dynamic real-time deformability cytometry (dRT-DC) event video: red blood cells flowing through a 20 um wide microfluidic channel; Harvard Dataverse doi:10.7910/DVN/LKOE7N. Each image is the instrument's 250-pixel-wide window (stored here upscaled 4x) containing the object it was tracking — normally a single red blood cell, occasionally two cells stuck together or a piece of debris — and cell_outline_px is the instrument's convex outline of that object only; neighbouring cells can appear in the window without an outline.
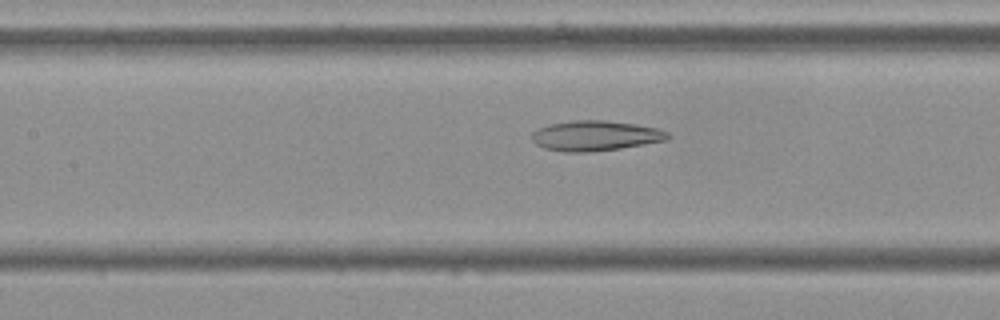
{"species": "Egyptian fruit bat (a non-hibernating species)", "species_latin": "Rousettus aegyptiacus", "temperature_condition": "cold", "stored_images_in_passage": 54, "camera_frame_rate_fps": 3000, "um_per_image_px": 0.085, "frame": {"image": 1, "passage_image": 24, "time_ms": 7.667, "image_size_px": [1000, 320], "cell_outline_px": [[672, 136], [668, 140], [620, 148], [592, 152], [564, 152], [544, 148], [536, 144], [532, 140], [532, 132], [548, 124], [572, 120], [604, 120], [636, 124], [656, 128], [668, 132]], "centroid_in_image_um": [50.61, 11.54], "position_along_channel_um": 156.8, "area_um2": 23.99}}
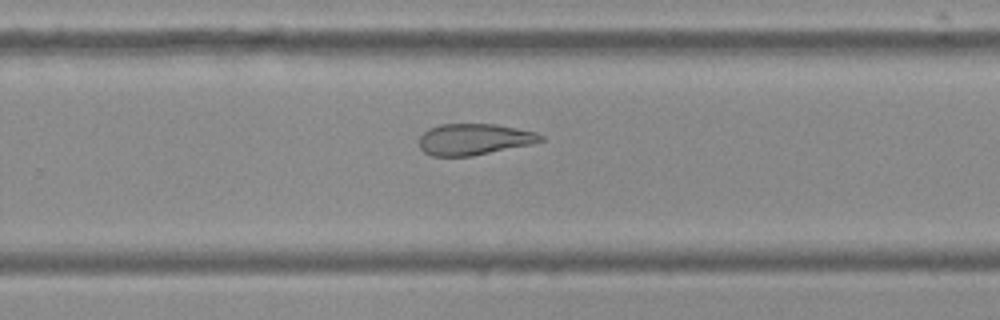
{"frame": {"image": 2, "passage_image": 35, "time_ms": 11.333, "image_size_px": [1000, 320], "cell_outline_px": [[544, 140], [532, 144], [472, 156], [432, 156], [424, 152], [420, 148], [420, 136], [428, 128], [440, 124], [496, 124], [536, 132], [544, 136]], "centroid_in_image_um": [40.3, 11.84], "position_along_channel_um": 289.5, "area_um2": 22.2}}
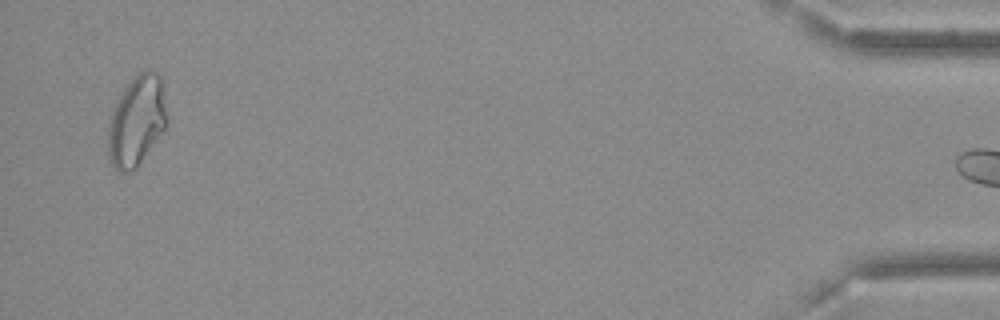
{"frame": {"image": 3, "passage_image": 53, "time_ms": 17.333, "image_size_px": [1000, 320], "cell_outline_px": [[168, 116], [164, 128], [136, 168], [132, 172], [120, 172], [112, 164], [108, 152], [108, 124], [112, 112], [124, 88], [140, 72], [156, 72], [164, 80]], "centroid_in_image_um": [11.64, 10.26], "position_along_channel_um": 423.6, "area_um2": 30.69}}